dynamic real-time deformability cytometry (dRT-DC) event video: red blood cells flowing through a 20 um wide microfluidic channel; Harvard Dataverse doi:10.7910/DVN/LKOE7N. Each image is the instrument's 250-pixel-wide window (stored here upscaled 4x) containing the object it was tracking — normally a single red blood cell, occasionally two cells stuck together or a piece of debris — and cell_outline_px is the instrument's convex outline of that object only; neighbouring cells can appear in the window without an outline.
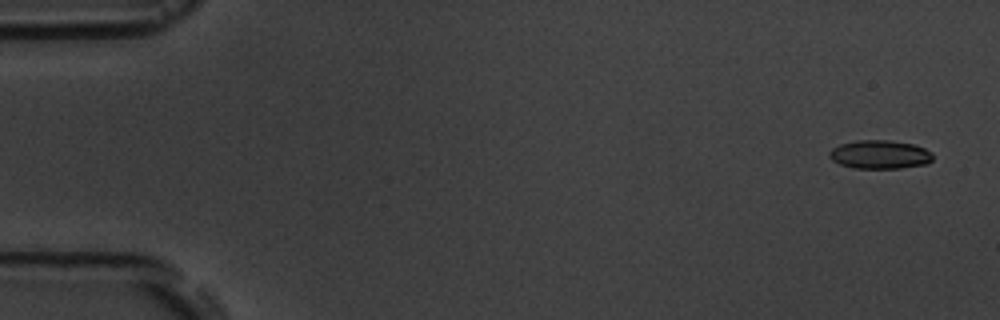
{"species": "common noctule bat (a hibernating species)", "species_latin": "Nyctalus noctula", "temperature_condition": "room temperature", "stored_images_in_passage": 5, "camera_frame_rate_fps": 3000, "um_per_image_px": 0.085, "animal": {"sex": "male", "body_mass_g": 19.5, "forearm_length_mm": 54.6}, "frame": {"image": 1, "passage_image": 1, "time_ms": 0.0, "image_size_px": [1000, 320], "cell_outline_px": [[932, 160], [928, 164], [900, 168], [852, 168], [840, 164], [832, 160], [828, 156], [828, 152], [832, 148], [840, 144], [856, 140], [888, 140], [912, 144], [924, 148], [932, 152]], "centroid_in_image_um": [74.77, 13.13], "position_along_channel_um": 10.2, "area_um2": 17.34}}
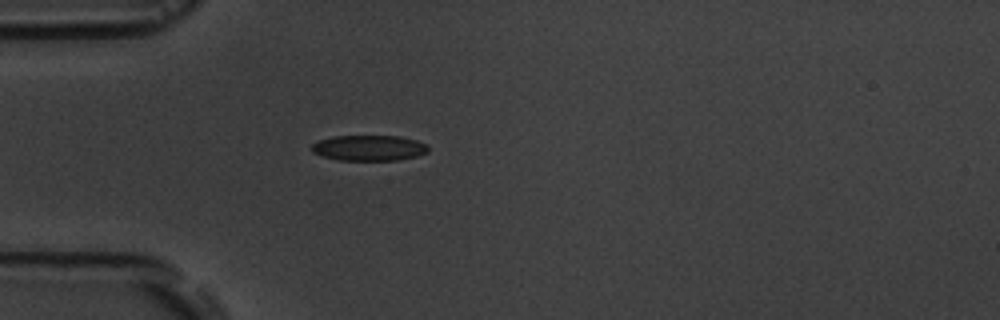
{"frame": {"image": 2, "passage_image": 5, "time_ms": 4.667, "image_size_px": [1000, 320], "cell_outline_px": [[428, 152], [416, 156], [396, 160], [340, 160], [320, 156], [312, 152], [312, 144], [320, 140], [332, 136], [400, 136], [416, 140], [428, 144]], "centroid_in_image_um": [31.37, 12.57], "position_along_channel_um": 53.6, "area_um2": 17.4}}